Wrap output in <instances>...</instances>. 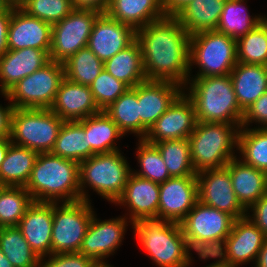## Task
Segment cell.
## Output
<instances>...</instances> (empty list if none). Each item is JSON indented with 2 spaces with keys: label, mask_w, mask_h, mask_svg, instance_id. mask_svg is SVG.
<instances>
[{
  "label": "cell",
  "mask_w": 267,
  "mask_h": 267,
  "mask_svg": "<svg viewBox=\"0 0 267 267\" xmlns=\"http://www.w3.org/2000/svg\"><path fill=\"white\" fill-rule=\"evenodd\" d=\"M92 202H53L51 254L79 252L95 213Z\"/></svg>",
  "instance_id": "11"
},
{
  "label": "cell",
  "mask_w": 267,
  "mask_h": 267,
  "mask_svg": "<svg viewBox=\"0 0 267 267\" xmlns=\"http://www.w3.org/2000/svg\"><path fill=\"white\" fill-rule=\"evenodd\" d=\"M237 63L236 40L230 36L216 30L190 36L189 78L229 75Z\"/></svg>",
  "instance_id": "7"
},
{
  "label": "cell",
  "mask_w": 267,
  "mask_h": 267,
  "mask_svg": "<svg viewBox=\"0 0 267 267\" xmlns=\"http://www.w3.org/2000/svg\"><path fill=\"white\" fill-rule=\"evenodd\" d=\"M110 0H72L74 9H91L105 13Z\"/></svg>",
  "instance_id": "48"
},
{
  "label": "cell",
  "mask_w": 267,
  "mask_h": 267,
  "mask_svg": "<svg viewBox=\"0 0 267 267\" xmlns=\"http://www.w3.org/2000/svg\"><path fill=\"white\" fill-rule=\"evenodd\" d=\"M246 216L266 235L267 237V194L260 197L256 203L246 210ZM251 212V213H250Z\"/></svg>",
  "instance_id": "46"
},
{
  "label": "cell",
  "mask_w": 267,
  "mask_h": 267,
  "mask_svg": "<svg viewBox=\"0 0 267 267\" xmlns=\"http://www.w3.org/2000/svg\"><path fill=\"white\" fill-rule=\"evenodd\" d=\"M104 112L113 120L124 135L134 134L140 139L138 85L128 89Z\"/></svg>",
  "instance_id": "35"
},
{
  "label": "cell",
  "mask_w": 267,
  "mask_h": 267,
  "mask_svg": "<svg viewBox=\"0 0 267 267\" xmlns=\"http://www.w3.org/2000/svg\"><path fill=\"white\" fill-rule=\"evenodd\" d=\"M89 87L101 111L107 109L122 94L130 89L125 83L114 78L106 70H103Z\"/></svg>",
  "instance_id": "43"
},
{
  "label": "cell",
  "mask_w": 267,
  "mask_h": 267,
  "mask_svg": "<svg viewBox=\"0 0 267 267\" xmlns=\"http://www.w3.org/2000/svg\"><path fill=\"white\" fill-rule=\"evenodd\" d=\"M100 14L91 9H74L52 25L50 59L63 63L78 50L87 47L94 22Z\"/></svg>",
  "instance_id": "12"
},
{
  "label": "cell",
  "mask_w": 267,
  "mask_h": 267,
  "mask_svg": "<svg viewBox=\"0 0 267 267\" xmlns=\"http://www.w3.org/2000/svg\"><path fill=\"white\" fill-rule=\"evenodd\" d=\"M260 23L263 25V27L267 30V15H260Z\"/></svg>",
  "instance_id": "57"
},
{
  "label": "cell",
  "mask_w": 267,
  "mask_h": 267,
  "mask_svg": "<svg viewBox=\"0 0 267 267\" xmlns=\"http://www.w3.org/2000/svg\"><path fill=\"white\" fill-rule=\"evenodd\" d=\"M11 144L12 142H11L10 137L0 139V166Z\"/></svg>",
  "instance_id": "52"
},
{
  "label": "cell",
  "mask_w": 267,
  "mask_h": 267,
  "mask_svg": "<svg viewBox=\"0 0 267 267\" xmlns=\"http://www.w3.org/2000/svg\"><path fill=\"white\" fill-rule=\"evenodd\" d=\"M84 134L88 140V158L122 149L117 143L125 137L104 111L84 118Z\"/></svg>",
  "instance_id": "28"
},
{
  "label": "cell",
  "mask_w": 267,
  "mask_h": 267,
  "mask_svg": "<svg viewBox=\"0 0 267 267\" xmlns=\"http://www.w3.org/2000/svg\"><path fill=\"white\" fill-rule=\"evenodd\" d=\"M105 13L135 30L166 16L161 0H110Z\"/></svg>",
  "instance_id": "27"
},
{
  "label": "cell",
  "mask_w": 267,
  "mask_h": 267,
  "mask_svg": "<svg viewBox=\"0 0 267 267\" xmlns=\"http://www.w3.org/2000/svg\"><path fill=\"white\" fill-rule=\"evenodd\" d=\"M0 248L14 267H40L41 258L17 226L0 227Z\"/></svg>",
  "instance_id": "36"
},
{
  "label": "cell",
  "mask_w": 267,
  "mask_h": 267,
  "mask_svg": "<svg viewBox=\"0 0 267 267\" xmlns=\"http://www.w3.org/2000/svg\"><path fill=\"white\" fill-rule=\"evenodd\" d=\"M198 258L201 259L200 261H209L210 259L214 260V262L204 267H227L223 262H220L214 255H198Z\"/></svg>",
  "instance_id": "53"
},
{
  "label": "cell",
  "mask_w": 267,
  "mask_h": 267,
  "mask_svg": "<svg viewBox=\"0 0 267 267\" xmlns=\"http://www.w3.org/2000/svg\"><path fill=\"white\" fill-rule=\"evenodd\" d=\"M0 267H14L12 263L6 258L0 248Z\"/></svg>",
  "instance_id": "55"
},
{
  "label": "cell",
  "mask_w": 267,
  "mask_h": 267,
  "mask_svg": "<svg viewBox=\"0 0 267 267\" xmlns=\"http://www.w3.org/2000/svg\"><path fill=\"white\" fill-rule=\"evenodd\" d=\"M104 70L114 78L133 88L147 80L143 62L141 46L137 40L112 58L104 62Z\"/></svg>",
  "instance_id": "30"
},
{
  "label": "cell",
  "mask_w": 267,
  "mask_h": 267,
  "mask_svg": "<svg viewBox=\"0 0 267 267\" xmlns=\"http://www.w3.org/2000/svg\"><path fill=\"white\" fill-rule=\"evenodd\" d=\"M240 128L241 125L228 123L197 122L196 128L188 137L196 173L225 167L237 157Z\"/></svg>",
  "instance_id": "6"
},
{
  "label": "cell",
  "mask_w": 267,
  "mask_h": 267,
  "mask_svg": "<svg viewBox=\"0 0 267 267\" xmlns=\"http://www.w3.org/2000/svg\"><path fill=\"white\" fill-rule=\"evenodd\" d=\"M12 8L6 0H0V14L1 13H11Z\"/></svg>",
  "instance_id": "54"
},
{
  "label": "cell",
  "mask_w": 267,
  "mask_h": 267,
  "mask_svg": "<svg viewBox=\"0 0 267 267\" xmlns=\"http://www.w3.org/2000/svg\"><path fill=\"white\" fill-rule=\"evenodd\" d=\"M131 227L136 241L157 267H191L194 264L180 223L142 219Z\"/></svg>",
  "instance_id": "4"
},
{
  "label": "cell",
  "mask_w": 267,
  "mask_h": 267,
  "mask_svg": "<svg viewBox=\"0 0 267 267\" xmlns=\"http://www.w3.org/2000/svg\"><path fill=\"white\" fill-rule=\"evenodd\" d=\"M31 249L40 257L51 255L53 202L34 201L18 226Z\"/></svg>",
  "instance_id": "22"
},
{
  "label": "cell",
  "mask_w": 267,
  "mask_h": 267,
  "mask_svg": "<svg viewBox=\"0 0 267 267\" xmlns=\"http://www.w3.org/2000/svg\"><path fill=\"white\" fill-rule=\"evenodd\" d=\"M183 92L192 101L199 122L241 125L240 108L229 75L188 78Z\"/></svg>",
  "instance_id": "3"
},
{
  "label": "cell",
  "mask_w": 267,
  "mask_h": 267,
  "mask_svg": "<svg viewBox=\"0 0 267 267\" xmlns=\"http://www.w3.org/2000/svg\"><path fill=\"white\" fill-rule=\"evenodd\" d=\"M252 267H267V239L262 245L255 260L254 266Z\"/></svg>",
  "instance_id": "51"
},
{
  "label": "cell",
  "mask_w": 267,
  "mask_h": 267,
  "mask_svg": "<svg viewBox=\"0 0 267 267\" xmlns=\"http://www.w3.org/2000/svg\"><path fill=\"white\" fill-rule=\"evenodd\" d=\"M50 110L64 121H80L101 112L87 85L64 78Z\"/></svg>",
  "instance_id": "23"
},
{
  "label": "cell",
  "mask_w": 267,
  "mask_h": 267,
  "mask_svg": "<svg viewBox=\"0 0 267 267\" xmlns=\"http://www.w3.org/2000/svg\"><path fill=\"white\" fill-rule=\"evenodd\" d=\"M192 101L182 92L147 130L143 137L150 144L164 140L187 139L197 125Z\"/></svg>",
  "instance_id": "16"
},
{
  "label": "cell",
  "mask_w": 267,
  "mask_h": 267,
  "mask_svg": "<svg viewBox=\"0 0 267 267\" xmlns=\"http://www.w3.org/2000/svg\"><path fill=\"white\" fill-rule=\"evenodd\" d=\"M37 156L34 150L12 143L0 166V185L25 187Z\"/></svg>",
  "instance_id": "31"
},
{
  "label": "cell",
  "mask_w": 267,
  "mask_h": 267,
  "mask_svg": "<svg viewBox=\"0 0 267 267\" xmlns=\"http://www.w3.org/2000/svg\"><path fill=\"white\" fill-rule=\"evenodd\" d=\"M197 201L196 176L170 177L159 184L158 219L180 223Z\"/></svg>",
  "instance_id": "17"
},
{
  "label": "cell",
  "mask_w": 267,
  "mask_h": 267,
  "mask_svg": "<svg viewBox=\"0 0 267 267\" xmlns=\"http://www.w3.org/2000/svg\"><path fill=\"white\" fill-rule=\"evenodd\" d=\"M64 78L63 63L51 60L0 94L14 109H50Z\"/></svg>",
  "instance_id": "10"
},
{
  "label": "cell",
  "mask_w": 267,
  "mask_h": 267,
  "mask_svg": "<svg viewBox=\"0 0 267 267\" xmlns=\"http://www.w3.org/2000/svg\"><path fill=\"white\" fill-rule=\"evenodd\" d=\"M267 129V92L262 94L245 112L241 127ZM258 125V126H257Z\"/></svg>",
  "instance_id": "45"
},
{
  "label": "cell",
  "mask_w": 267,
  "mask_h": 267,
  "mask_svg": "<svg viewBox=\"0 0 267 267\" xmlns=\"http://www.w3.org/2000/svg\"><path fill=\"white\" fill-rule=\"evenodd\" d=\"M231 177L232 187L240 204L247 210L267 194V173L242 162L238 157L225 166Z\"/></svg>",
  "instance_id": "25"
},
{
  "label": "cell",
  "mask_w": 267,
  "mask_h": 267,
  "mask_svg": "<svg viewBox=\"0 0 267 267\" xmlns=\"http://www.w3.org/2000/svg\"><path fill=\"white\" fill-rule=\"evenodd\" d=\"M96 264L79 252L51 254L40 259V267H94Z\"/></svg>",
  "instance_id": "44"
},
{
  "label": "cell",
  "mask_w": 267,
  "mask_h": 267,
  "mask_svg": "<svg viewBox=\"0 0 267 267\" xmlns=\"http://www.w3.org/2000/svg\"><path fill=\"white\" fill-rule=\"evenodd\" d=\"M237 154L245 164L267 173V129L241 127Z\"/></svg>",
  "instance_id": "34"
},
{
  "label": "cell",
  "mask_w": 267,
  "mask_h": 267,
  "mask_svg": "<svg viewBox=\"0 0 267 267\" xmlns=\"http://www.w3.org/2000/svg\"><path fill=\"white\" fill-rule=\"evenodd\" d=\"M64 75L68 80L90 86L104 70V63L88 47L81 48L63 62Z\"/></svg>",
  "instance_id": "38"
},
{
  "label": "cell",
  "mask_w": 267,
  "mask_h": 267,
  "mask_svg": "<svg viewBox=\"0 0 267 267\" xmlns=\"http://www.w3.org/2000/svg\"><path fill=\"white\" fill-rule=\"evenodd\" d=\"M52 25L29 16L20 7L12 8L8 26V50L36 48L50 54Z\"/></svg>",
  "instance_id": "20"
},
{
  "label": "cell",
  "mask_w": 267,
  "mask_h": 267,
  "mask_svg": "<svg viewBox=\"0 0 267 267\" xmlns=\"http://www.w3.org/2000/svg\"><path fill=\"white\" fill-rule=\"evenodd\" d=\"M115 205L121 209L123 206L127 208L124 216L132 223L142 219H158L159 184L131 173Z\"/></svg>",
  "instance_id": "21"
},
{
  "label": "cell",
  "mask_w": 267,
  "mask_h": 267,
  "mask_svg": "<svg viewBox=\"0 0 267 267\" xmlns=\"http://www.w3.org/2000/svg\"><path fill=\"white\" fill-rule=\"evenodd\" d=\"M25 188L37 202L80 201L79 163L40 153Z\"/></svg>",
  "instance_id": "2"
},
{
  "label": "cell",
  "mask_w": 267,
  "mask_h": 267,
  "mask_svg": "<svg viewBox=\"0 0 267 267\" xmlns=\"http://www.w3.org/2000/svg\"><path fill=\"white\" fill-rule=\"evenodd\" d=\"M147 80L184 87L189 78L190 35L174 16H165L136 30Z\"/></svg>",
  "instance_id": "1"
},
{
  "label": "cell",
  "mask_w": 267,
  "mask_h": 267,
  "mask_svg": "<svg viewBox=\"0 0 267 267\" xmlns=\"http://www.w3.org/2000/svg\"><path fill=\"white\" fill-rule=\"evenodd\" d=\"M33 202L25 187L4 186L0 190V227L18 226Z\"/></svg>",
  "instance_id": "40"
},
{
  "label": "cell",
  "mask_w": 267,
  "mask_h": 267,
  "mask_svg": "<svg viewBox=\"0 0 267 267\" xmlns=\"http://www.w3.org/2000/svg\"><path fill=\"white\" fill-rule=\"evenodd\" d=\"M11 7L18 8L21 7L26 0H6Z\"/></svg>",
  "instance_id": "56"
},
{
  "label": "cell",
  "mask_w": 267,
  "mask_h": 267,
  "mask_svg": "<svg viewBox=\"0 0 267 267\" xmlns=\"http://www.w3.org/2000/svg\"><path fill=\"white\" fill-rule=\"evenodd\" d=\"M64 120L50 109H14L11 115V142L34 150L51 153Z\"/></svg>",
  "instance_id": "9"
},
{
  "label": "cell",
  "mask_w": 267,
  "mask_h": 267,
  "mask_svg": "<svg viewBox=\"0 0 267 267\" xmlns=\"http://www.w3.org/2000/svg\"><path fill=\"white\" fill-rule=\"evenodd\" d=\"M136 40V30L101 13L94 22L87 47L104 63Z\"/></svg>",
  "instance_id": "19"
},
{
  "label": "cell",
  "mask_w": 267,
  "mask_h": 267,
  "mask_svg": "<svg viewBox=\"0 0 267 267\" xmlns=\"http://www.w3.org/2000/svg\"><path fill=\"white\" fill-rule=\"evenodd\" d=\"M20 8L29 16L51 25L58 23L74 10L72 0H26Z\"/></svg>",
  "instance_id": "42"
},
{
  "label": "cell",
  "mask_w": 267,
  "mask_h": 267,
  "mask_svg": "<svg viewBox=\"0 0 267 267\" xmlns=\"http://www.w3.org/2000/svg\"><path fill=\"white\" fill-rule=\"evenodd\" d=\"M196 179L200 202L226 212L235 219L246 216V209L236 197L226 167L202 170L196 174Z\"/></svg>",
  "instance_id": "15"
},
{
  "label": "cell",
  "mask_w": 267,
  "mask_h": 267,
  "mask_svg": "<svg viewBox=\"0 0 267 267\" xmlns=\"http://www.w3.org/2000/svg\"><path fill=\"white\" fill-rule=\"evenodd\" d=\"M127 217L101 220L97 213L89 223L79 253L90 257L96 263H108L107 258L121 247L127 228L133 223ZM130 223V224H129Z\"/></svg>",
  "instance_id": "14"
},
{
  "label": "cell",
  "mask_w": 267,
  "mask_h": 267,
  "mask_svg": "<svg viewBox=\"0 0 267 267\" xmlns=\"http://www.w3.org/2000/svg\"><path fill=\"white\" fill-rule=\"evenodd\" d=\"M94 267H114V265H110L109 263H97Z\"/></svg>",
  "instance_id": "58"
},
{
  "label": "cell",
  "mask_w": 267,
  "mask_h": 267,
  "mask_svg": "<svg viewBox=\"0 0 267 267\" xmlns=\"http://www.w3.org/2000/svg\"><path fill=\"white\" fill-rule=\"evenodd\" d=\"M129 164L121 150L95 154L80 162L81 200L92 202L88 194L91 189L103 199L115 204L123 194L129 175L132 173Z\"/></svg>",
  "instance_id": "5"
},
{
  "label": "cell",
  "mask_w": 267,
  "mask_h": 267,
  "mask_svg": "<svg viewBox=\"0 0 267 267\" xmlns=\"http://www.w3.org/2000/svg\"><path fill=\"white\" fill-rule=\"evenodd\" d=\"M14 107L8 100L7 105L2 106L0 103V139L10 137L11 132V115Z\"/></svg>",
  "instance_id": "47"
},
{
  "label": "cell",
  "mask_w": 267,
  "mask_h": 267,
  "mask_svg": "<svg viewBox=\"0 0 267 267\" xmlns=\"http://www.w3.org/2000/svg\"><path fill=\"white\" fill-rule=\"evenodd\" d=\"M193 0H161L166 16H174L180 9Z\"/></svg>",
  "instance_id": "50"
},
{
  "label": "cell",
  "mask_w": 267,
  "mask_h": 267,
  "mask_svg": "<svg viewBox=\"0 0 267 267\" xmlns=\"http://www.w3.org/2000/svg\"><path fill=\"white\" fill-rule=\"evenodd\" d=\"M154 145L158 148L170 177L196 176L188 138L164 140Z\"/></svg>",
  "instance_id": "37"
},
{
  "label": "cell",
  "mask_w": 267,
  "mask_h": 267,
  "mask_svg": "<svg viewBox=\"0 0 267 267\" xmlns=\"http://www.w3.org/2000/svg\"><path fill=\"white\" fill-rule=\"evenodd\" d=\"M50 61V54L45 50L31 47L7 50L0 56V93H6L18 81Z\"/></svg>",
  "instance_id": "24"
},
{
  "label": "cell",
  "mask_w": 267,
  "mask_h": 267,
  "mask_svg": "<svg viewBox=\"0 0 267 267\" xmlns=\"http://www.w3.org/2000/svg\"><path fill=\"white\" fill-rule=\"evenodd\" d=\"M240 108L245 112L262 94L267 92L266 66L238 62L230 73Z\"/></svg>",
  "instance_id": "26"
},
{
  "label": "cell",
  "mask_w": 267,
  "mask_h": 267,
  "mask_svg": "<svg viewBox=\"0 0 267 267\" xmlns=\"http://www.w3.org/2000/svg\"><path fill=\"white\" fill-rule=\"evenodd\" d=\"M247 0H225L216 31L237 40L260 24V14L250 15Z\"/></svg>",
  "instance_id": "32"
},
{
  "label": "cell",
  "mask_w": 267,
  "mask_h": 267,
  "mask_svg": "<svg viewBox=\"0 0 267 267\" xmlns=\"http://www.w3.org/2000/svg\"><path fill=\"white\" fill-rule=\"evenodd\" d=\"M235 218L199 200L180 222L190 250L214 255L230 234Z\"/></svg>",
  "instance_id": "8"
},
{
  "label": "cell",
  "mask_w": 267,
  "mask_h": 267,
  "mask_svg": "<svg viewBox=\"0 0 267 267\" xmlns=\"http://www.w3.org/2000/svg\"><path fill=\"white\" fill-rule=\"evenodd\" d=\"M237 61L243 64L267 63V30L260 23L236 40Z\"/></svg>",
  "instance_id": "41"
},
{
  "label": "cell",
  "mask_w": 267,
  "mask_h": 267,
  "mask_svg": "<svg viewBox=\"0 0 267 267\" xmlns=\"http://www.w3.org/2000/svg\"><path fill=\"white\" fill-rule=\"evenodd\" d=\"M183 92V87L169 81L145 80L138 84L140 139Z\"/></svg>",
  "instance_id": "18"
},
{
  "label": "cell",
  "mask_w": 267,
  "mask_h": 267,
  "mask_svg": "<svg viewBox=\"0 0 267 267\" xmlns=\"http://www.w3.org/2000/svg\"><path fill=\"white\" fill-rule=\"evenodd\" d=\"M225 0H193L174 17L191 36L202 31L216 30Z\"/></svg>",
  "instance_id": "29"
},
{
  "label": "cell",
  "mask_w": 267,
  "mask_h": 267,
  "mask_svg": "<svg viewBox=\"0 0 267 267\" xmlns=\"http://www.w3.org/2000/svg\"><path fill=\"white\" fill-rule=\"evenodd\" d=\"M136 159L140 169L132 168V173L141 178L151 180L155 183H164L170 178L169 171L163 161V158L154 144L145 142L143 139H137Z\"/></svg>",
  "instance_id": "39"
},
{
  "label": "cell",
  "mask_w": 267,
  "mask_h": 267,
  "mask_svg": "<svg viewBox=\"0 0 267 267\" xmlns=\"http://www.w3.org/2000/svg\"><path fill=\"white\" fill-rule=\"evenodd\" d=\"M51 153L77 163L88 159V140L87 135L84 134V119L64 121Z\"/></svg>",
  "instance_id": "33"
},
{
  "label": "cell",
  "mask_w": 267,
  "mask_h": 267,
  "mask_svg": "<svg viewBox=\"0 0 267 267\" xmlns=\"http://www.w3.org/2000/svg\"><path fill=\"white\" fill-rule=\"evenodd\" d=\"M266 235L247 217L235 219L230 234L214 256L227 267L254 265Z\"/></svg>",
  "instance_id": "13"
},
{
  "label": "cell",
  "mask_w": 267,
  "mask_h": 267,
  "mask_svg": "<svg viewBox=\"0 0 267 267\" xmlns=\"http://www.w3.org/2000/svg\"><path fill=\"white\" fill-rule=\"evenodd\" d=\"M10 17L11 13L0 14V56H2L8 50L7 35Z\"/></svg>",
  "instance_id": "49"
}]
</instances>
